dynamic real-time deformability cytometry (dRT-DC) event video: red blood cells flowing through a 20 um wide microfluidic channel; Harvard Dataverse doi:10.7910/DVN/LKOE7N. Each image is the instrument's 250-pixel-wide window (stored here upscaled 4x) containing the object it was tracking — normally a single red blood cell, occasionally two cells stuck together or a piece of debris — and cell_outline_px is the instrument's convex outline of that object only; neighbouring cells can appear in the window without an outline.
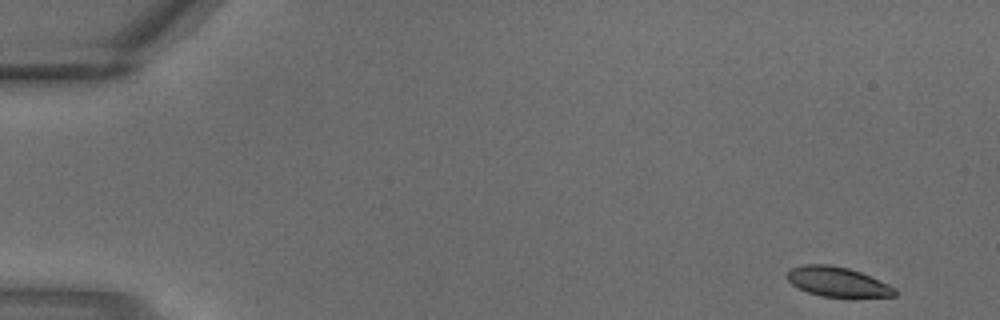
{"species": "common noctule bat (a hibernating species)", "species_latin": "Nyctalus noctula", "temperature_condition": "warm", "stored_images_in_passage": 3, "segment_of_instrument_passage": [2, 2], "camera_frame_rate_fps": 3000, "um_per_image_px": 0.085, "animal": {"sex": "male", "body_mass_g": 18.8}, "frame": {"image": 1, "passage_image": 3, "time_ms": 0.667, "image_size_px": [1000, 320], "cell_outline_px": [[896, 296], [820, 296], [808, 292], [792, 284], [784, 276], [788, 268], [804, 264], [828, 264], [848, 268], [860, 272], [888, 284], [896, 288]], "centroid_in_image_um": [71.12, 23.92], "position_along_channel_um": 13.9, "area_um2": 18.5}}